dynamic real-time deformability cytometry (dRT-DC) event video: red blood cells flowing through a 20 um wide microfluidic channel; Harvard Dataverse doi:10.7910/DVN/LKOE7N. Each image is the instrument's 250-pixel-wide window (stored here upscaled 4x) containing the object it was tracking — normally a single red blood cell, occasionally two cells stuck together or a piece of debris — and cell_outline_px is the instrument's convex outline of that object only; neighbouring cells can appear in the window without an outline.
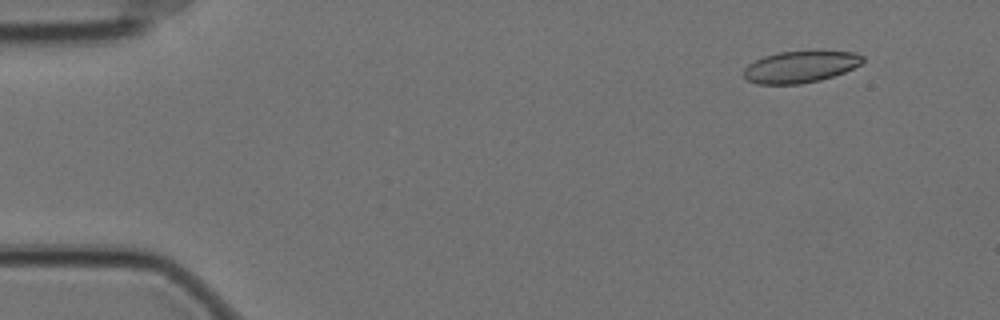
{"species": "Egyptian fruit bat (a non-hibernating species)", "species_latin": "Rousettus aegyptiacus", "temperature_condition": "cold", "stored_images_in_passage": 53, "camera_frame_rate_fps": 3000, "um_per_image_px": 0.085, "animal": {"sex": "female"}, "frame": {"image": 1, "passage_image": 1, "time_ms": 0.0, "image_size_px": [1000, 320], "cell_outline_px": [[864, 60], [860, 64], [844, 72], [820, 80], [800, 84], [756, 84], [748, 80], [744, 76], [744, 68], [748, 64], [764, 56], [780, 52], [856, 52], [864, 56]], "centroid_in_image_um": [68.01, 5.69], "position_along_channel_um": 17.0, "area_um2": 21.62}}
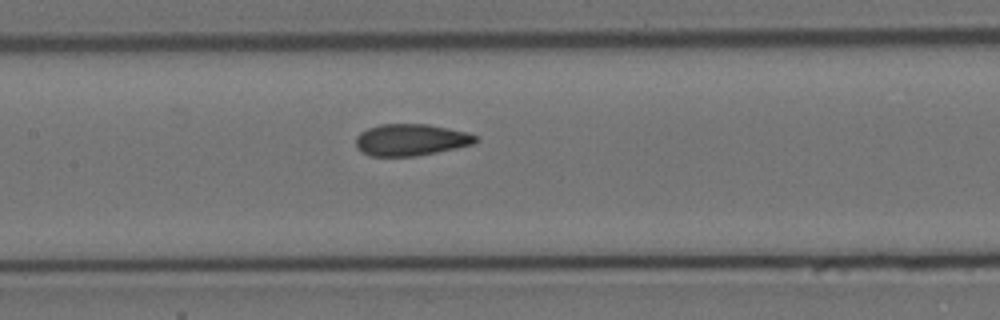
{"frame": {"image": 2, "passage_image": 23, "time_ms": 7.333, "image_size_px": [1000, 320], "cell_outline_px": [[476, 140], [472, 144], [456, 148], [416, 156], [372, 156], [360, 152], [356, 148], [356, 136], [360, 132], [368, 128], [380, 124], [428, 124], [468, 132], [476, 136]], "centroid_in_image_um": [34.88, 11.88], "position_along_channel_um": 172.5, "area_um2": 22.14}}
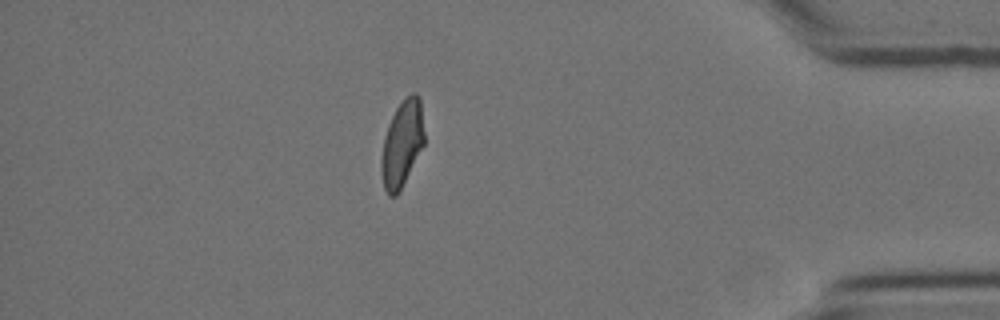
{"frame": {"image": 3, "passage_image": 46, "time_ms": 15.0, "image_size_px": [1000, 320], "cell_outline_px": [[424, 144], [400, 192], [396, 196], [388, 196], [384, 188], [380, 168], [380, 160], [384, 136], [388, 124], [396, 108], [404, 96], [412, 92], [416, 92], [420, 96], [424, 132]], "centroid_in_image_um": [34.17, 12.2], "position_along_channel_um": 401.0, "area_um2": 22.02}, "authors_computed_cell_mechanics": {"area_um2": 22.3108, "velocity_mm_per_s": 3.494, "shape_relaxation_time_tau1_ms": null, "shape_relaxation_time_tau2_ms": 1.468, "deformation_change_tau1": null, "deformation_change_tau2": 0.0667}}